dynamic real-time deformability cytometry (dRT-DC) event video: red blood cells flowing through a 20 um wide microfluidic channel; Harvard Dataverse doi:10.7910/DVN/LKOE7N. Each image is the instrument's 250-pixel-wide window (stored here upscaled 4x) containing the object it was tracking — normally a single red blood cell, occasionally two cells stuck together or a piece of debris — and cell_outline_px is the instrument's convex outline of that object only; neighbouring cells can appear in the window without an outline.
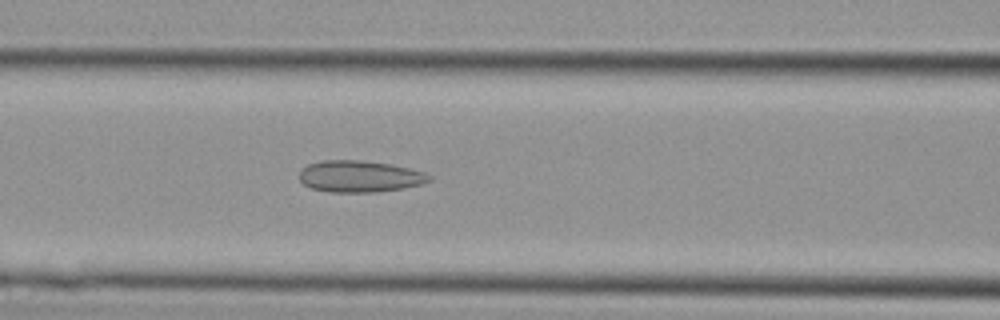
{"species": "Egyptian fruit bat (a non-hibernating species)", "species_latin": "Rousettus aegyptiacus", "temperature_condition": "cold", "stored_images_in_passage": 26, "camera_frame_rate_fps": 3000, "um_per_image_px": 0.085, "animal": {"sex": "female"}, "frame": {"image": 1, "passage_image": 5, "time_ms": 1.333, "image_size_px": [1000, 320], "cell_outline_px": [[432, 180], [420, 184], [404, 188], [372, 192], [328, 192], [312, 188], [304, 184], [300, 180], [300, 168], [308, 164], [320, 160], [360, 160], [388, 164], [408, 168], [424, 172], [432, 176]], "centroid_in_image_um": [30.54, 14.99], "position_along_channel_um": 136.1, "area_um2": 23.87}}
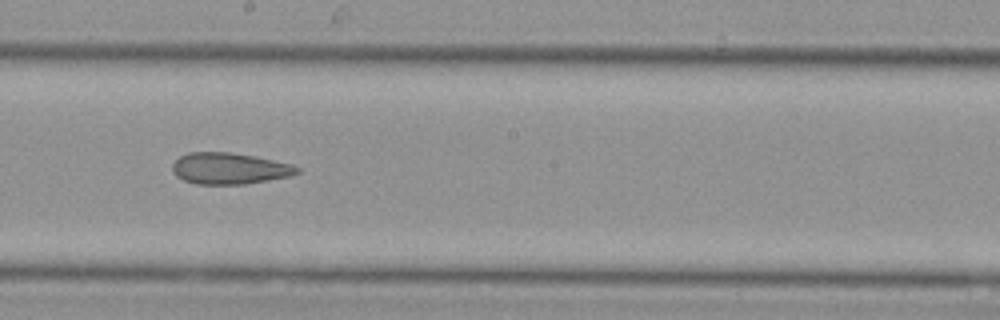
{"frame": {"image": 2, "passage_image": 10, "time_ms": 3.0, "image_size_px": [1000, 320], "cell_outline_px": [[300, 172], [288, 176], [268, 180], [244, 184], [196, 184], [184, 180], [176, 176], [172, 172], [172, 164], [180, 156], [188, 152], [228, 152], [252, 156], [292, 164], [300, 168]], "centroid_in_image_um": [19.46, 14.32], "position_along_channel_um": 228.7, "area_um2": 22.66}}
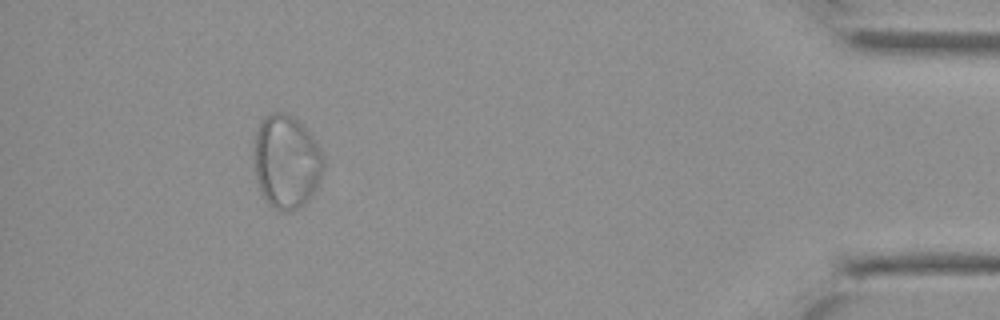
{"frame": {"image": 3, "passage_image": 23, "time_ms": 7.333, "image_size_px": [1000, 320], "cell_outline_px": [[324, 172], [316, 188], [308, 200], [304, 204], [288, 212], [280, 212], [268, 204], [260, 188], [256, 176], [256, 132], [264, 116], [272, 112], [284, 112], [296, 120], [312, 136], [320, 148], [324, 156]], "centroid_in_image_um": [24.38, 13.77], "position_along_channel_um": 410.8, "area_um2": 37.45}}